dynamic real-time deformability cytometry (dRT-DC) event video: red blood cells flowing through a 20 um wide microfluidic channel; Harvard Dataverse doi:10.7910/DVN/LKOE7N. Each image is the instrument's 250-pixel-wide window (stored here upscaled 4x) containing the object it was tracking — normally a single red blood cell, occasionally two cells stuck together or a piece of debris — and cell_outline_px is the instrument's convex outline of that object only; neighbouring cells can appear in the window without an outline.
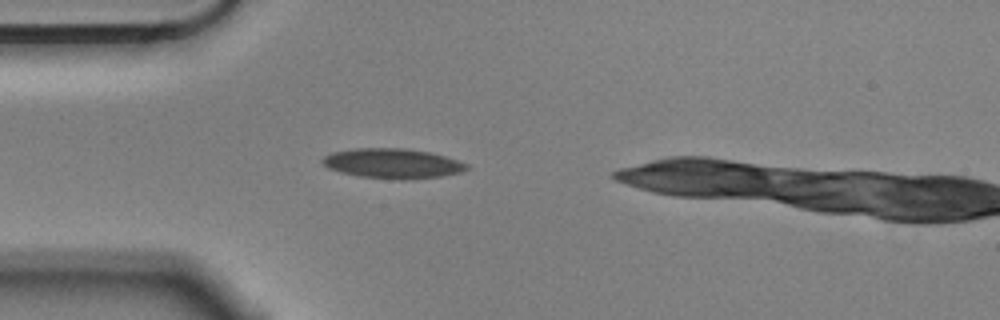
{"species": "Egyptian fruit bat (a non-hibernating species)", "species_latin": "Rousettus aegyptiacus", "temperature_condition": "cold", "stored_images_in_passage": 3, "camera_frame_rate_fps": 3000, "um_per_image_px": 0.085, "animal": {"sex": "male"}, "frame": {"image": 1, "passage_image": 2, "time_ms": 0.333, "image_size_px": [1000, 320], "cell_outline_px": [[468, 168], [460, 172], [440, 176], [404, 180], [400, 180], [360, 176], [340, 172], [328, 168], [320, 160], [324, 156], [332, 152], [352, 148], [404, 148], [432, 152], [468, 164]], "centroid_in_image_um": [33.33, 13.88], "position_along_channel_um": 51.7, "area_um2": 25.09}}